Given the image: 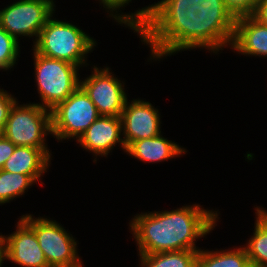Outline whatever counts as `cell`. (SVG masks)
Returning a JSON list of instances; mask_svg holds the SVG:
<instances>
[{
	"label": "cell",
	"mask_w": 267,
	"mask_h": 267,
	"mask_svg": "<svg viewBox=\"0 0 267 267\" xmlns=\"http://www.w3.org/2000/svg\"><path fill=\"white\" fill-rule=\"evenodd\" d=\"M15 227L13 233L4 236L6 260L21 267H49L34 230L22 218Z\"/></svg>",
	"instance_id": "cell-14"
},
{
	"label": "cell",
	"mask_w": 267,
	"mask_h": 267,
	"mask_svg": "<svg viewBox=\"0 0 267 267\" xmlns=\"http://www.w3.org/2000/svg\"><path fill=\"white\" fill-rule=\"evenodd\" d=\"M123 140L126 148L134 141L152 138L160 131V113L150 102L133 99L125 102L121 114Z\"/></svg>",
	"instance_id": "cell-12"
},
{
	"label": "cell",
	"mask_w": 267,
	"mask_h": 267,
	"mask_svg": "<svg viewBox=\"0 0 267 267\" xmlns=\"http://www.w3.org/2000/svg\"><path fill=\"white\" fill-rule=\"evenodd\" d=\"M94 71L86 79L80 80V87L103 116H121L127 101L124 83L110 72L109 67H92Z\"/></svg>",
	"instance_id": "cell-11"
},
{
	"label": "cell",
	"mask_w": 267,
	"mask_h": 267,
	"mask_svg": "<svg viewBox=\"0 0 267 267\" xmlns=\"http://www.w3.org/2000/svg\"><path fill=\"white\" fill-rule=\"evenodd\" d=\"M96 44L79 27L50 17L41 29L33 49L42 56L82 67L87 66V54L93 51Z\"/></svg>",
	"instance_id": "cell-4"
},
{
	"label": "cell",
	"mask_w": 267,
	"mask_h": 267,
	"mask_svg": "<svg viewBox=\"0 0 267 267\" xmlns=\"http://www.w3.org/2000/svg\"><path fill=\"white\" fill-rule=\"evenodd\" d=\"M19 41L0 27V70L14 68L19 57Z\"/></svg>",
	"instance_id": "cell-21"
},
{
	"label": "cell",
	"mask_w": 267,
	"mask_h": 267,
	"mask_svg": "<svg viewBox=\"0 0 267 267\" xmlns=\"http://www.w3.org/2000/svg\"><path fill=\"white\" fill-rule=\"evenodd\" d=\"M121 116L100 115L88 129L78 138L77 142L82 148L97 156H107L119 143L126 152L123 140Z\"/></svg>",
	"instance_id": "cell-13"
},
{
	"label": "cell",
	"mask_w": 267,
	"mask_h": 267,
	"mask_svg": "<svg viewBox=\"0 0 267 267\" xmlns=\"http://www.w3.org/2000/svg\"><path fill=\"white\" fill-rule=\"evenodd\" d=\"M185 152H187L185 148L167 140L162 134L134 141L126 148L127 154L148 163L166 161Z\"/></svg>",
	"instance_id": "cell-16"
},
{
	"label": "cell",
	"mask_w": 267,
	"mask_h": 267,
	"mask_svg": "<svg viewBox=\"0 0 267 267\" xmlns=\"http://www.w3.org/2000/svg\"><path fill=\"white\" fill-rule=\"evenodd\" d=\"M198 250H180L140 256L141 267H196Z\"/></svg>",
	"instance_id": "cell-19"
},
{
	"label": "cell",
	"mask_w": 267,
	"mask_h": 267,
	"mask_svg": "<svg viewBox=\"0 0 267 267\" xmlns=\"http://www.w3.org/2000/svg\"><path fill=\"white\" fill-rule=\"evenodd\" d=\"M99 1L100 4L102 3L103 7L107 10V12H109L110 10L109 16L113 17L115 21L118 22L119 24L122 25L124 24V15H123L124 13L118 14V11L120 10V8L125 7V5L127 4L129 5V2H131L132 0H99Z\"/></svg>",
	"instance_id": "cell-23"
},
{
	"label": "cell",
	"mask_w": 267,
	"mask_h": 267,
	"mask_svg": "<svg viewBox=\"0 0 267 267\" xmlns=\"http://www.w3.org/2000/svg\"><path fill=\"white\" fill-rule=\"evenodd\" d=\"M252 15L267 26V0H257Z\"/></svg>",
	"instance_id": "cell-25"
},
{
	"label": "cell",
	"mask_w": 267,
	"mask_h": 267,
	"mask_svg": "<svg viewBox=\"0 0 267 267\" xmlns=\"http://www.w3.org/2000/svg\"><path fill=\"white\" fill-rule=\"evenodd\" d=\"M61 267H83V264H82V261L78 264H74V265H71V266H61Z\"/></svg>",
	"instance_id": "cell-27"
},
{
	"label": "cell",
	"mask_w": 267,
	"mask_h": 267,
	"mask_svg": "<svg viewBox=\"0 0 267 267\" xmlns=\"http://www.w3.org/2000/svg\"><path fill=\"white\" fill-rule=\"evenodd\" d=\"M217 211L186 205L175 210L137 214L129 223L139 255L180 250H200L196 239L211 232L216 225Z\"/></svg>",
	"instance_id": "cell-1"
},
{
	"label": "cell",
	"mask_w": 267,
	"mask_h": 267,
	"mask_svg": "<svg viewBox=\"0 0 267 267\" xmlns=\"http://www.w3.org/2000/svg\"><path fill=\"white\" fill-rule=\"evenodd\" d=\"M51 159L40 149L30 146H16L2 170L28 175L38 182L43 173L48 171Z\"/></svg>",
	"instance_id": "cell-15"
},
{
	"label": "cell",
	"mask_w": 267,
	"mask_h": 267,
	"mask_svg": "<svg viewBox=\"0 0 267 267\" xmlns=\"http://www.w3.org/2000/svg\"><path fill=\"white\" fill-rule=\"evenodd\" d=\"M257 0H206L199 14L182 30L180 50L202 48L232 18L252 14Z\"/></svg>",
	"instance_id": "cell-3"
},
{
	"label": "cell",
	"mask_w": 267,
	"mask_h": 267,
	"mask_svg": "<svg viewBox=\"0 0 267 267\" xmlns=\"http://www.w3.org/2000/svg\"><path fill=\"white\" fill-rule=\"evenodd\" d=\"M243 55L267 57V26L252 14L232 18L203 47L218 53L224 47Z\"/></svg>",
	"instance_id": "cell-7"
},
{
	"label": "cell",
	"mask_w": 267,
	"mask_h": 267,
	"mask_svg": "<svg viewBox=\"0 0 267 267\" xmlns=\"http://www.w3.org/2000/svg\"><path fill=\"white\" fill-rule=\"evenodd\" d=\"M16 102L17 100L13 95L0 88V135L4 131L10 110Z\"/></svg>",
	"instance_id": "cell-22"
},
{
	"label": "cell",
	"mask_w": 267,
	"mask_h": 267,
	"mask_svg": "<svg viewBox=\"0 0 267 267\" xmlns=\"http://www.w3.org/2000/svg\"><path fill=\"white\" fill-rule=\"evenodd\" d=\"M15 147L9 139L0 135V170H2L7 159L13 154Z\"/></svg>",
	"instance_id": "cell-24"
},
{
	"label": "cell",
	"mask_w": 267,
	"mask_h": 267,
	"mask_svg": "<svg viewBox=\"0 0 267 267\" xmlns=\"http://www.w3.org/2000/svg\"><path fill=\"white\" fill-rule=\"evenodd\" d=\"M5 235H0V267H2L3 261L6 260V243Z\"/></svg>",
	"instance_id": "cell-26"
},
{
	"label": "cell",
	"mask_w": 267,
	"mask_h": 267,
	"mask_svg": "<svg viewBox=\"0 0 267 267\" xmlns=\"http://www.w3.org/2000/svg\"><path fill=\"white\" fill-rule=\"evenodd\" d=\"M196 267H251L245 248L231 250L206 251L200 249Z\"/></svg>",
	"instance_id": "cell-18"
},
{
	"label": "cell",
	"mask_w": 267,
	"mask_h": 267,
	"mask_svg": "<svg viewBox=\"0 0 267 267\" xmlns=\"http://www.w3.org/2000/svg\"><path fill=\"white\" fill-rule=\"evenodd\" d=\"M206 0H161L124 14V25L139 33L151 49L150 59L176 53L182 30L199 14ZM153 57V58H152Z\"/></svg>",
	"instance_id": "cell-2"
},
{
	"label": "cell",
	"mask_w": 267,
	"mask_h": 267,
	"mask_svg": "<svg viewBox=\"0 0 267 267\" xmlns=\"http://www.w3.org/2000/svg\"><path fill=\"white\" fill-rule=\"evenodd\" d=\"M33 51L35 79L42 102L39 105L51 111L80 86V67Z\"/></svg>",
	"instance_id": "cell-5"
},
{
	"label": "cell",
	"mask_w": 267,
	"mask_h": 267,
	"mask_svg": "<svg viewBox=\"0 0 267 267\" xmlns=\"http://www.w3.org/2000/svg\"><path fill=\"white\" fill-rule=\"evenodd\" d=\"M34 183L28 175L0 170V205L22 196Z\"/></svg>",
	"instance_id": "cell-20"
},
{
	"label": "cell",
	"mask_w": 267,
	"mask_h": 267,
	"mask_svg": "<svg viewBox=\"0 0 267 267\" xmlns=\"http://www.w3.org/2000/svg\"><path fill=\"white\" fill-rule=\"evenodd\" d=\"M256 220L253 236L243 247L247 253L251 267L267 266V211L255 207Z\"/></svg>",
	"instance_id": "cell-17"
},
{
	"label": "cell",
	"mask_w": 267,
	"mask_h": 267,
	"mask_svg": "<svg viewBox=\"0 0 267 267\" xmlns=\"http://www.w3.org/2000/svg\"><path fill=\"white\" fill-rule=\"evenodd\" d=\"M48 134H52L51 111L38 103L19 105L18 101L11 108L2 133L15 146L40 148L52 159L45 142Z\"/></svg>",
	"instance_id": "cell-6"
},
{
	"label": "cell",
	"mask_w": 267,
	"mask_h": 267,
	"mask_svg": "<svg viewBox=\"0 0 267 267\" xmlns=\"http://www.w3.org/2000/svg\"><path fill=\"white\" fill-rule=\"evenodd\" d=\"M21 218L34 230L40 248L49 267L71 266L81 262L77 251V241L55 220L30 214Z\"/></svg>",
	"instance_id": "cell-9"
},
{
	"label": "cell",
	"mask_w": 267,
	"mask_h": 267,
	"mask_svg": "<svg viewBox=\"0 0 267 267\" xmlns=\"http://www.w3.org/2000/svg\"><path fill=\"white\" fill-rule=\"evenodd\" d=\"M54 0H19L0 10V27L17 41L19 36L34 37L37 41L41 29L55 12ZM54 11V12H53Z\"/></svg>",
	"instance_id": "cell-10"
},
{
	"label": "cell",
	"mask_w": 267,
	"mask_h": 267,
	"mask_svg": "<svg viewBox=\"0 0 267 267\" xmlns=\"http://www.w3.org/2000/svg\"><path fill=\"white\" fill-rule=\"evenodd\" d=\"M99 116L94 103L79 86L51 110L52 136L58 141L72 138L77 141Z\"/></svg>",
	"instance_id": "cell-8"
}]
</instances>
